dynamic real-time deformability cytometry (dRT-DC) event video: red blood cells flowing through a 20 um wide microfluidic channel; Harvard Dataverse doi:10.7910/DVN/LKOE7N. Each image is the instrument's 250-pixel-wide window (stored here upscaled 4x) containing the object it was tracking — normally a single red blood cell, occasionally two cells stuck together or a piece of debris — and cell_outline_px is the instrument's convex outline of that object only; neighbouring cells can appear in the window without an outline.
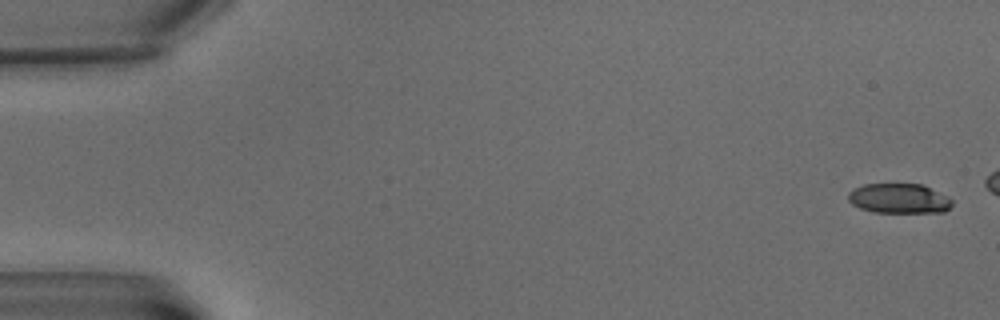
{"species": "common noctule bat (a hibernating species)", "species_latin": "Nyctalus noctula", "temperature_condition": "warm", "stored_images_in_passage": 7, "camera_frame_rate_fps": 3000, "um_per_image_px": 0.085, "animal": {"sex": "male", "body_mass_g": 15.6}, "frame": {"image": 1, "passage_image": 1, "time_ms": 0.0, "image_size_px": [1000, 320], "cell_outline_px": [[952, 204], [944, 212], [872, 212], [860, 208], [852, 204], [848, 200], [848, 192], [852, 188], [864, 184], [924, 184], [948, 196], [952, 200]], "centroid_in_image_um": [76.4, 16.86], "position_along_channel_um": 8.6, "area_um2": 18.21}}